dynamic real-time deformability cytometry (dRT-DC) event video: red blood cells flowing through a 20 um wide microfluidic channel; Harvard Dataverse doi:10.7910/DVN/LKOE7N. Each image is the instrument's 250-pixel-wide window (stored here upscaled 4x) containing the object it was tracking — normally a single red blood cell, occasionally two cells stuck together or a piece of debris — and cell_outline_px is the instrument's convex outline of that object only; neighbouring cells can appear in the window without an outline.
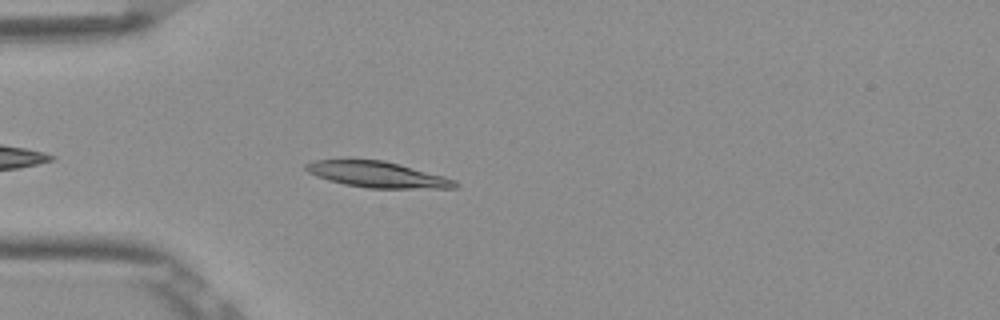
{"species": "Egyptian fruit bat (a non-hibernating species)", "species_latin": "Rousettus aegyptiacus", "temperature_condition": "room temperature", "stored_images_in_passage": 5, "camera_frame_rate_fps": 3000, "um_per_image_px": 0.085, "frame": {"image": 1, "passage_image": 5, "time_ms": 1.333, "image_size_px": [1000, 320], "cell_outline_px": [[460, 184], [456, 188], [368, 188], [344, 184], [328, 180], [316, 176], [308, 172], [304, 168], [304, 164], [312, 160], [384, 160], [400, 164], [444, 176], [456, 180]], "centroid_in_image_um": [32.08, 14.84], "position_along_channel_um": 52.9, "area_um2": 22.54}}